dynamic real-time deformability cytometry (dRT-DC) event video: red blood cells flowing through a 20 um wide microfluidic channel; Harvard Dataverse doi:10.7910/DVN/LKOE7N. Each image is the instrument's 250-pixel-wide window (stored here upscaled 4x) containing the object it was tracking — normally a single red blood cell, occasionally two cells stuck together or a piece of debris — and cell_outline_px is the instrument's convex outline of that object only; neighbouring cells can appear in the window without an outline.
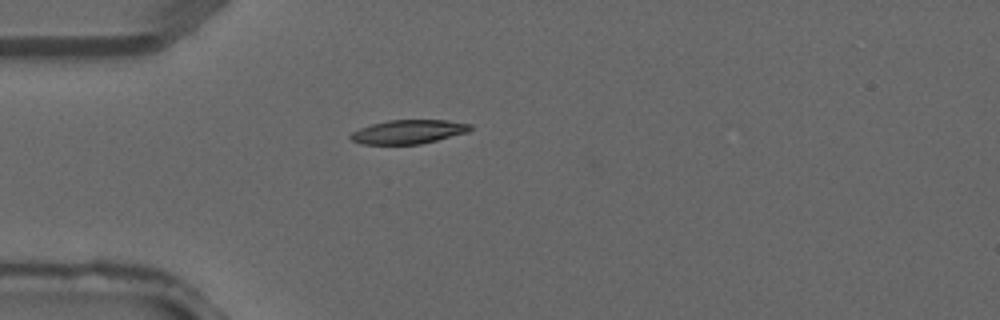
{"species": "common noctule bat (a hibernating species)", "species_latin": "Nyctalus noctula", "temperature_condition": "warm", "stored_images_in_passage": 2, "camera_frame_rate_fps": 3000, "um_per_image_px": 0.085, "animal": {"sex": "male", "forearm_length_mm": 52.5}, "frame": {"image": 1, "passage_image": 2, "time_ms": 0.333, "image_size_px": [1000, 320], "cell_outline_px": [[472, 128], [468, 132], [420, 144], [364, 144], [352, 140], [348, 136], [352, 132], [360, 128], [372, 124], [388, 120], [448, 120], [472, 124]], "centroid_in_image_um": [34.73, 11.19], "position_along_channel_um": 50.3, "area_um2": 16.59}}